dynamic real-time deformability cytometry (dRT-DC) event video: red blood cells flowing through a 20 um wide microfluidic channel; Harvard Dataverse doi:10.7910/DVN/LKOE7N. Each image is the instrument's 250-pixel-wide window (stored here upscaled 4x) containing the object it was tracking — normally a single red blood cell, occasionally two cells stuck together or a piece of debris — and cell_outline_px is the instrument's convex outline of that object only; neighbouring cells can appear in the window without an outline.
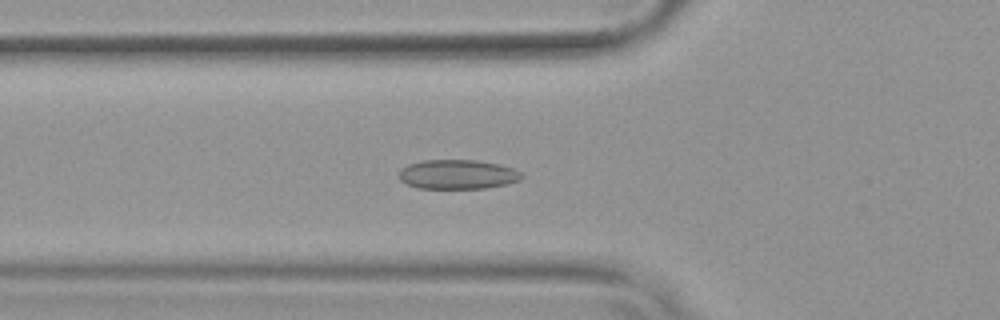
{"species": "common noctule bat (a hibernating species)", "species_latin": "Nyctalus noctula", "temperature_condition": "warm", "stored_images_in_passage": 41, "camera_frame_rate_fps": 3000, "um_per_image_px": 0.085, "animal": {"sex": "female", "body_mass_g": 19.9}, "frame": {"image": 1, "passage_image": 7, "time_ms": 2.0, "image_size_px": [1000, 320], "cell_outline_px": [[524, 176], [520, 180], [504, 184], [484, 188], [416, 188], [400, 180], [400, 168], [408, 164], [420, 160], [476, 160], [500, 164], [512, 168], [520, 172]], "centroid_in_image_um": [38.88, 14.81], "position_along_channel_um": 86.9, "area_um2": 20.98}}
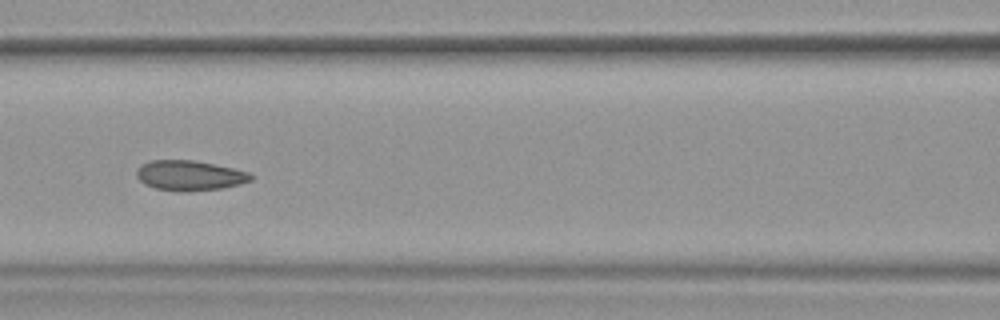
{"frame": {"image": 2, "passage_image": 12, "time_ms": 3.667, "image_size_px": [1000, 320], "cell_outline_px": [[252, 180], [240, 184], [224, 188], [184, 192], [180, 192], [156, 188], [144, 184], [136, 176], [136, 168], [140, 164], [152, 160], [196, 160], [232, 168], [248, 172], [252, 176]], "centroid_in_image_um": [16.09, 14.92], "position_along_channel_um": 150.5, "area_um2": 20.17}, "authors_computed_cell_mechanics": {"area_um2": 20.1722, "velocity_mm_per_s": 3.7935, "shape_relaxation_time_tau1_ms": 8.1097, "shape_relaxation_time_tau2_ms": 2.7508, "deformation_change_tau1": 0.149, "deformation_change_tau2": 0.0607}}